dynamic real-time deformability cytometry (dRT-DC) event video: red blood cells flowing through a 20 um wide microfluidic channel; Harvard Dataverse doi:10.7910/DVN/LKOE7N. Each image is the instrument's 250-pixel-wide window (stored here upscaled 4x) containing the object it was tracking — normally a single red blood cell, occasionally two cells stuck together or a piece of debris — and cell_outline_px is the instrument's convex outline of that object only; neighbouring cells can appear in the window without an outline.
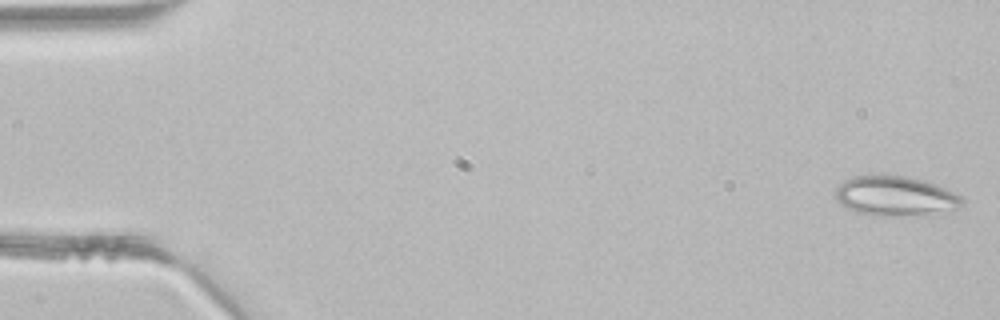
{"species": "common noctule bat (a hibernating species)", "species_latin": "Nyctalus noctula", "temperature_condition": "room temperature", "stored_images_in_passage": 5, "camera_frame_rate_fps": 3000, "um_per_image_px": 0.085, "animal": {"sex": "male", "body_mass_g": 21.5, "forearm_length_mm": 52.0}, "frame": {"image": 1, "passage_image": 1, "time_ms": 0.0, "image_size_px": [1000, 320], "cell_outline_px": [[964, 204], [960, 208], [932, 216], [872, 216], [856, 212], [840, 204], [836, 200], [836, 188], [844, 180], [852, 176], [904, 176], [924, 180], [936, 184], [956, 192], [964, 196]], "centroid_in_image_um": [76.2, 16.71], "position_along_channel_um": 8.8, "area_um2": 30.17}}